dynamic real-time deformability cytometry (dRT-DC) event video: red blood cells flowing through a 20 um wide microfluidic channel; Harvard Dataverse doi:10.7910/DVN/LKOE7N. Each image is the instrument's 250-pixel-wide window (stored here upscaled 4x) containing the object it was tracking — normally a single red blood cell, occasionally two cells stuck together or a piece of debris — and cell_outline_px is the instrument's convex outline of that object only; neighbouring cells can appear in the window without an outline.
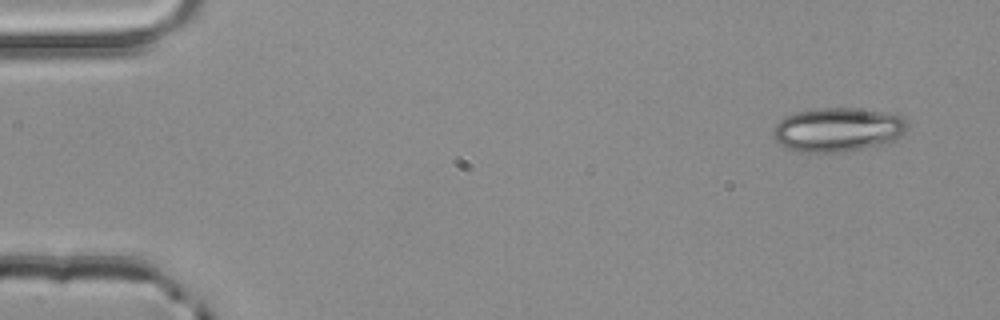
{"species": "common noctule bat (a hibernating species)", "species_latin": "Nyctalus noctula", "temperature_condition": "room temperature", "stored_images_in_passage": 4, "camera_frame_rate_fps": 3000, "um_per_image_px": 0.085, "animal": {"sex": "male", "body_mass_g": 20.4}, "frame": {"image": 1, "passage_image": 1, "time_ms": 0.0, "image_size_px": [1000, 320], "cell_outline_px": [[908, 128], [904, 132], [888, 144], [836, 152], [800, 152], [784, 148], [772, 136], [772, 128], [784, 116], [796, 112], [816, 108], [852, 108], [888, 112], [900, 116], [908, 120]], "centroid_in_image_um": [71.19, 11.01], "position_along_channel_um": 13.8, "area_um2": 34.74}}